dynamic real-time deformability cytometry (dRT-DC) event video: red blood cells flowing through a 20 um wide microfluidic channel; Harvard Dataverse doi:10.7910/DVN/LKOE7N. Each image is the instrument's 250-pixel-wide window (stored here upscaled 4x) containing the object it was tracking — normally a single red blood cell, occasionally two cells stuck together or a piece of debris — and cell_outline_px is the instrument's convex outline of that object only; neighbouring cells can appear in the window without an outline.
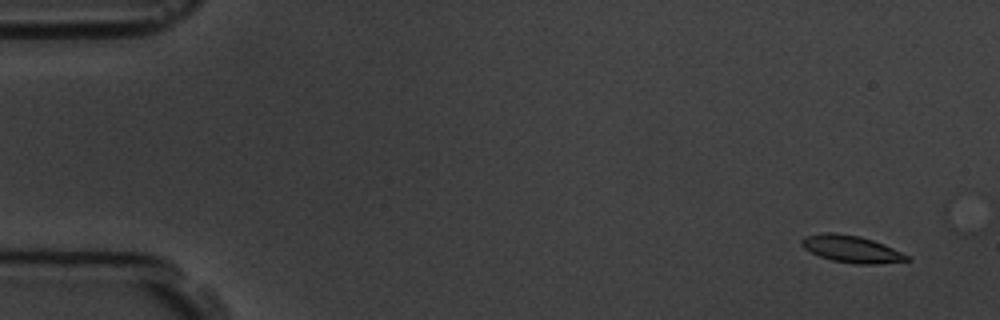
{"species": "common noctule bat (a hibernating species)", "species_latin": "Nyctalus noctula", "temperature_condition": "room temperature", "stored_images_in_passage": 5, "camera_frame_rate_fps": 3000, "um_per_image_px": 0.085, "animal": {"sex": "male", "body_mass_g": 19.5, "forearm_length_mm": 54.6}, "frame": {"image": 1, "passage_image": 1, "time_ms": 0.0, "image_size_px": [1000, 320], "cell_outline_px": [[912, 260], [876, 264], [856, 264], [832, 260], [820, 256], [804, 248], [800, 244], [800, 240], [804, 236], [824, 232], [832, 232], [860, 236], [884, 244], [908, 256]], "centroid_in_image_um": [72.34, 21.16], "position_along_channel_um": 12.7, "area_um2": 16.47}}